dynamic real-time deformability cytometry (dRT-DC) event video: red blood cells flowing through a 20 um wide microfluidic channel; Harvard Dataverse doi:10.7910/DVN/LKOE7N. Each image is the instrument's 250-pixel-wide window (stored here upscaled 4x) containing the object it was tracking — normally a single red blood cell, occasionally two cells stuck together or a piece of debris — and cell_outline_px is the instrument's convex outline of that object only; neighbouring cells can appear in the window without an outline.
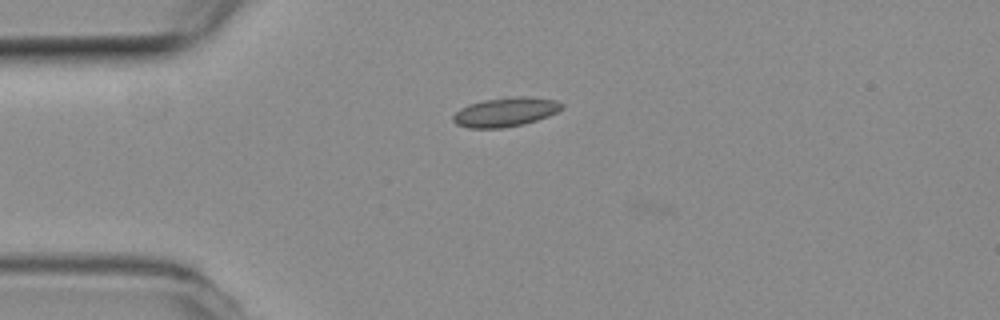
{"species": "common noctule bat (a hibernating species)", "species_latin": "Nyctalus noctula", "temperature_condition": "room temperature", "stored_images_in_passage": 4, "camera_frame_rate_fps": 3000, "um_per_image_px": 0.085, "animal": {"sex": "female", "body_mass_g": 19.3, "forearm_length_mm": 54.1}, "frame": {"image": 1, "passage_image": 2, "time_ms": 0.333, "image_size_px": [1000, 320], "cell_outline_px": [[564, 108], [548, 116], [524, 124], [500, 128], [468, 128], [456, 124], [452, 120], [452, 116], [460, 108], [468, 104], [484, 100], [504, 96], [528, 96], [556, 100], [564, 104]], "centroid_in_image_um": [42.96, 9.5], "position_along_channel_um": 42.0, "area_um2": 18.73}}